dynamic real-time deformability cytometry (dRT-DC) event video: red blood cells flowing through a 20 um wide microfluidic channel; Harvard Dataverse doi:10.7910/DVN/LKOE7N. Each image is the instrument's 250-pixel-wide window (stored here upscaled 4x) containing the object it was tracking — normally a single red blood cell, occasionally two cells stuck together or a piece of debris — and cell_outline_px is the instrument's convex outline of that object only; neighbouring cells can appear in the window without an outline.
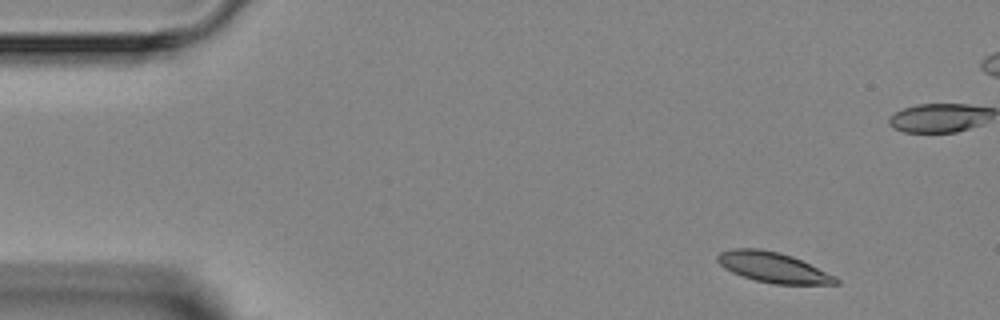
{"species": "Egyptian fruit bat (a non-hibernating species)", "species_latin": "Rousettus aegyptiacus", "temperature_condition": "room temperature", "stored_images_in_passage": 5, "camera_frame_rate_fps": 3000, "um_per_image_px": 0.085, "animal": {"sex": "female"}, "frame": {"image": 1, "passage_image": 1, "time_ms": 0.0, "image_size_px": [1000, 320], "cell_outline_px": [[840, 284], [772, 284], [756, 280], [732, 272], [724, 268], [716, 260], [716, 256], [720, 252], [732, 248], [760, 248], [780, 252], [792, 256], [836, 276], [840, 280]], "centroid_in_image_um": [65.71, 22.72], "position_along_channel_um": 19.3, "area_um2": 20.92}}